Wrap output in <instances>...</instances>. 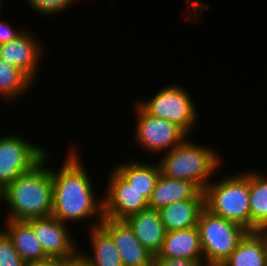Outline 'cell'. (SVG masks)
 I'll list each match as a JSON object with an SVG mask.
<instances>
[{
	"mask_svg": "<svg viewBox=\"0 0 267 266\" xmlns=\"http://www.w3.org/2000/svg\"><path fill=\"white\" fill-rule=\"evenodd\" d=\"M5 221L4 230L11 238L13 245L27 264H41L52 261L44 252L35 237L32 227L26 221Z\"/></svg>",
	"mask_w": 267,
	"mask_h": 266,
	"instance_id": "cell-16",
	"label": "cell"
},
{
	"mask_svg": "<svg viewBox=\"0 0 267 266\" xmlns=\"http://www.w3.org/2000/svg\"><path fill=\"white\" fill-rule=\"evenodd\" d=\"M200 246L205 266H221L249 232L236 222L204 208L198 218Z\"/></svg>",
	"mask_w": 267,
	"mask_h": 266,
	"instance_id": "cell-5",
	"label": "cell"
},
{
	"mask_svg": "<svg viewBox=\"0 0 267 266\" xmlns=\"http://www.w3.org/2000/svg\"><path fill=\"white\" fill-rule=\"evenodd\" d=\"M154 258L190 259L204 263L198 227L167 231L162 247Z\"/></svg>",
	"mask_w": 267,
	"mask_h": 266,
	"instance_id": "cell-14",
	"label": "cell"
},
{
	"mask_svg": "<svg viewBox=\"0 0 267 266\" xmlns=\"http://www.w3.org/2000/svg\"><path fill=\"white\" fill-rule=\"evenodd\" d=\"M192 142L186 137L177 147L165 152L157 164L164 176L191 181L203 191L221 160L212 148Z\"/></svg>",
	"mask_w": 267,
	"mask_h": 266,
	"instance_id": "cell-3",
	"label": "cell"
},
{
	"mask_svg": "<svg viewBox=\"0 0 267 266\" xmlns=\"http://www.w3.org/2000/svg\"><path fill=\"white\" fill-rule=\"evenodd\" d=\"M27 263L16 251L11 238L0 230V266H26Z\"/></svg>",
	"mask_w": 267,
	"mask_h": 266,
	"instance_id": "cell-23",
	"label": "cell"
},
{
	"mask_svg": "<svg viewBox=\"0 0 267 266\" xmlns=\"http://www.w3.org/2000/svg\"><path fill=\"white\" fill-rule=\"evenodd\" d=\"M26 266H64V261H49L41 264H27Z\"/></svg>",
	"mask_w": 267,
	"mask_h": 266,
	"instance_id": "cell-28",
	"label": "cell"
},
{
	"mask_svg": "<svg viewBox=\"0 0 267 266\" xmlns=\"http://www.w3.org/2000/svg\"><path fill=\"white\" fill-rule=\"evenodd\" d=\"M153 266H205V263H198L190 259L154 258Z\"/></svg>",
	"mask_w": 267,
	"mask_h": 266,
	"instance_id": "cell-25",
	"label": "cell"
},
{
	"mask_svg": "<svg viewBox=\"0 0 267 266\" xmlns=\"http://www.w3.org/2000/svg\"><path fill=\"white\" fill-rule=\"evenodd\" d=\"M3 201V189L0 187V203Z\"/></svg>",
	"mask_w": 267,
	"mask_h": 266,
	"instance_id": "cell-29",
	"label": "cell"
},
{
	"mask_svg": "<svg viewBox=\"0 0 267 266\" xmlns=\"http://www.w3.org/2000/svg\"><path fill=\"white\" fill-rule=\"evenodd\" d=\"M59 171L51 168L53 181V206L51 216L63 223L79 221L97 216V222L104 219L103 198L95 200L90 177L74 148Z\"/></svg>",
	"mask_w": 267,
	"mask_h": 266,
	"instance_id": "cell-1",
	"label": "cell"
},
{
	"mask_svg": "<svg viewBox=\"0 0 267 266\" xmlns=\"http://www.w3.org/2000/svg\"><path fill=\"white\" fill-rule=\"evenodd\" d=\"M204 199H186L159 209L162 223L167 231L196 227Z\"/></svg>",
	"mask_w": 267,
	"mask_h": 266,
	"instance_id": "cell-19",
	"label": "cell"
},
{
	"mask_svg": "<svg viewBox=\"0 0 267 266\" xmlns=\"http://www.w3.org/2000/svg\"><path fill=\"white\" fill-rule=\"evenodd\" d=\"M75 0H27L33 11L39 12L41 15H54L69 8Z\"/></svg>",
	"mask_w": 267,
	"mask_h": 266,
	"instance_id": "cell-24",
	"label": "cell"
},
{
	"mask_svg": "<svg viewBox=\"0 0 267 266\" xmlns=\"http://www.w3.org/2000/svg\"><path fill=\"white\" fill-rule=\"evenodd\" d=\"M110 175L104 201V217L125 220L149 208V201L115 169Z\"/></svg>",
	"mask_w": 267,
	"mask_h": 266,
	"instance_id": "cell-10",
	"label": "cell"
},
{
	"mask_svg": "<svg viewBox=\"0 0 267 266\" xmlns=\"http://www.w3.org/2000/svg\"><path fill=\"white\" fill-rule=\"evenodd\" d=\"M45 151L18 135L0 137V187L4 189L20 174L30 171L48 154Z\"/></svg>",
	"mask_w": 267,
	"mask_h": 266,
	"instance_id": "cell-7",
	"label": "cell"
},
{
	"mask_svg": "<svg viewBox=\"0 0 267 266\" xmlns=\"http://www.w3.org/2000/svg\"><path fill=\"white\" fill-rule=\"evenodd\" d=\"M204 205L212 214L238 223L250 231L249 172L224 176L205 187Z\"/></svg>",
	"mask_w": 267,
	"mask_h": 266,
	"instance_id": "cell-4",
	"label": "cell"
},
{
	"mask_svg": "<svg viewBox=\"0 0 267 266\" xmlns=\"http://www.w3.org/2000/svg\"><path fill=\"white\" fill-rule=\"evenodd\" d=\"M137 104L149 115L176 124L187 135L198 119L197 108L191 95L179 85H168L157 92L151 100L137 101Z\"/></svg>",
	"mask_w": 267,
	"mask_h": 266,
	"instance_id": "cell-6",
	"label": "cell"
},
{
	"mask_svg": "<svg viewBox=\"0 0 267 266\" xmlns=\"http://www.w3.org/2000/svg\"><path fill=\"white\" fill-rule=\"evenodd\" d=\"M100 225L111 235L124 266H153L151 254L125 220L104 217Z\"/></svg>",
	"mask_w": 267,
	"mask_h": 266,
	"instance_id": "cell-11",
	"label": "cell"
},
{
	"mask_svg": "<svg viewBox=\"0 0 267 266\" xmlns=\"http://www.w3.org/2000/svg\"><path fill=\"white\" fill-rule=\"evenodd\" d=\"M1 48H2V44H0V57H1Z\"/></svg>",
	"mask_w": 267,
	"mask_h": 266,
	"instance_id": "cell-30",
	"label": "cell"
},
{
	"mask_svg": "<svg viewBox=\"0 0 267 266\" xmlns=\"http://www.w3.org/2000/svg\"><path fill=\"white\" fill-rule=\"evenodd\" d=\"M48 155L30 171L22 173L3 189V202L10 208L6 219L26 221L51 216L53 181L51 168H45Z\"/></svg>",
	"mask_w": 267,
	"mask_h": 266,
	"instance_id": "cell-2",
	"label": "cell"
},
{
	"mask_svg": "<svg viewBox=\"0 0 267 266\" xmlns=\"http://www.w3.org/2000/svg\"><path fill=\"white\" fill-rule=\"evenodd\" d=\"M89 228L92 255L81 253V257L89 266H124L122 258L111 235L98 222Z\"/></svg>",
	"mask_w": 267,
	"mask_h": 266,
	"instance_id": "cell-18",
	"label": "cell"
},
{
	"mask_svg": "<svg viewBox=\"0 0 267 266\" xmlns=\"http://www.w3.org/2000/svg\"><path fill=\"white\" fill-rule=\"evenodd\" d=\"M137 114L135 140L147 152L171 151L188 135L169 120L157 118L146 113L138 104H134ZM166 149V150H165Z\"/></svg>",
	"mask_w": 267,
	"mask_h": 266,
	"instance_id": "cell-8",
	"label": "cell"
},
{
	"mask_svg": "<svg viewBox=\"0 0 267 266\" xmlns=\"http://www.w3.org/2000/svg\"><path fill=\"white\" fill-rule=\"evenodd\" d=\"M250 231H267V176L249 172Z\"/></svg>",
	"mask_w": 267,
	"mask_h": 266,
	"instance_id": "cell-21",
	"label": "cell"
},
{
	"mask_svg": "<svg viewBox=\"0 0 267 266\" xmlns=\"http://www.w3.org/2000/svg\"><path fill=\"white\" fill-rule=\"evenodd\" d=\"M31 32L24 31L12 41L2 44L1 59L19 68L32 81L35 80L40 68L41 45ZM39 64V65H38ZM39 67V68H38ZM37 73V74H36Z\"/></svg>",
	"mask_w": 267,
	"mask_h": 266,
	"instance_id": "cell-12",
	"label": "cell"
},
{
	"mask_svg": "<svg viewBox=\"0 0 267 266\" xmlns=\"http://www.w3.org/2000/svg\"><path fill=\"white\" fill-rule=\"evenodd\" d=\"M24 29L12 28L8 21H0V44H5L18 37Z\"/></svg>",
	"mask_w": 267,
	"mask_h": 266,
	"instance_id": "cell-26",
	"label": "cell"
},
{
	"mask_svg": "<svg viewBox=\"0 0 267 266\" xmlns=\"http://www.w3.org/2000/svg\"><path fill=\"white\" fill-rule=\"evenodd\" d=\"M33 81L19 68L0 58V96L14 99L26 93Z\"/></svg>",
	"mask_w": 267,
	"mask_h": 266,
	"instance_id": "cell-22",
	"label": "cell"
},
{
	"mask_svg": "<svg viewBox=\"0 0 267 266\" xmlns=\"http://www.w3.org/2000/svg\"><path fill=\"white\" fill-rule=\"evenodd\" d=\"M64 266H89L81 257L74 260L64 261Z\"/></svg>",
	"mask_w": 267,
	"mask_h": 266,
	"instance_id": "cell-27",
	"label": "cell"
},
{
	"mask_svg": "<svg viewBox=\"0 0 267 266\" xmlns=\"http://www.w3.org/2000/svg\"><path fill=\"white\" fill-rule=\"evenodd\" d=\"M26 222L32 227L35 237L52 261H70L79 257V248L70 236L66 223L53 216L32 218Z\"/></svg>",
	"mask_w": 267,
	"mask_h": 266,
	"instance_id": "cell-9",
	"label": "cell"
},
{
	"mask_svg": "<svg viewBox=\"0 0 267 266\" xmlns=\"http://www.w3.org/2000/svg\"><path fill=\"white\" fill-rule=\"evenodd\" d=\"M186 199H204V192L191 181L171 179L160 174L149 200V208L159 210Z\"/></svg>",
	"mask_w": 267,
	"mask_h": 266,
	"instance_id": "cell-15",
	"label": "cell"
},
{
	"mask_svg": "<svg viewBox=\"0 0 267 266\" xmlns=\"http://www.w3.org/2000/svg\"><path fill=\"white\" fill-rule=\"evenodd\" d=\"M140 194L150 200L155 184L161 174L158 164H148L144 162L129 161L119 164L115 168Z\"/></svg>",
	"mask_w": 267,
	"mask_h": 266,
	"instance_id": "cell-20",
	"label": "cell"
},
{
	"mask_svg": "<svg viewBox=\"0 0 267 266\" xmlns=\"http://www.w3.org/2000/svg\"><path fill=\"white\" fill-rule=\"evenodd\" d=\"M138 241L154 256L160 251L166 236L158 209L147 208L125 219Z\"/></svg>",
	"mask_w": 267,
	"mask_h": 266,
	"instance_id": "cell-13",
	"label": "cell"
},
{
	"mask_svg": "<svg viewBox=\"0 0 267 266\" xmlns=\"http://www.w3.org/2000/svg\"><path fill=\"white\" fill-rule=\"evenodd\" d=\"M221 266H267V231H249Z\"/></svg>",
	"mask_w": 267,
	"mask_h": 266,
	"instance_id": "cell-17",
	"label": "cell"
}]
</instances>
